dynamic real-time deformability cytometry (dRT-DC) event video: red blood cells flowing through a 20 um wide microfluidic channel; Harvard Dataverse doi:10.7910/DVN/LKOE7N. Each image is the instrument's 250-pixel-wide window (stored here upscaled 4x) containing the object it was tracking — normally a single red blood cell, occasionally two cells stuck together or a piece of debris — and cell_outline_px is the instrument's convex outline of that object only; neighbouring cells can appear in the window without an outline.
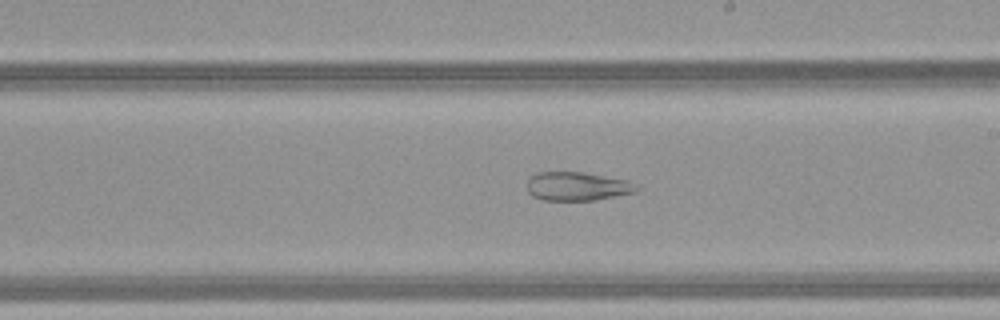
{"species": "common noctule bat (a hibernating species)", "species_latin": "Nyctalus noctula", "temperature_condition": "warm", "stored_images_in_passage": 51, "camera_frame_rate_fps": 3000, "um_per_image_px": 0.085, "animal": {"sex": "female", "body_mass_g": 21.9}, "frame": {"image": 1, "passage_image": 31, "time_ms": 10.0, "image_size_px": [1000, 320], "cell_outline_px": [[640, 188], [636, 192], [596, 200], [544, 200], [532, 196], [528, 192], [528, 180], [536, 172], [580, 172], [628, 180]], "centroid_in_image_um": [49.07, 15.84], "position_along_channel_um": 239.9, "area_um2": 18.21}}
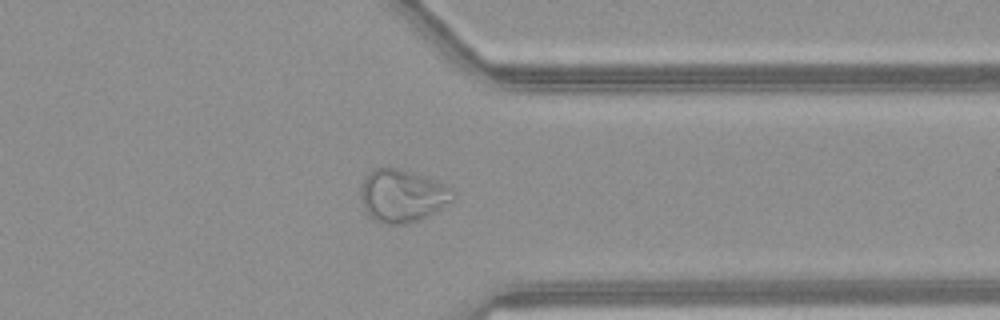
{"frame": {"image": 2, "passage_image": 41, "time_ms": 13.333, "image_size_px": [1000, 320], "cell_outline_px": [[456, 196], [452, 200], [440, 208], [416, 220], [404, 224], [388, 224], [376, 220], [368, 216], [364, 208], [360, 196], [360, 184], [368, 172], [372, 168], [400, 168], [436, 180], [452, 188]], "centroid_in_image_um": [34.15, 16.61], "position_along_channel_um": 377.2, "area_um2": 28.21}}
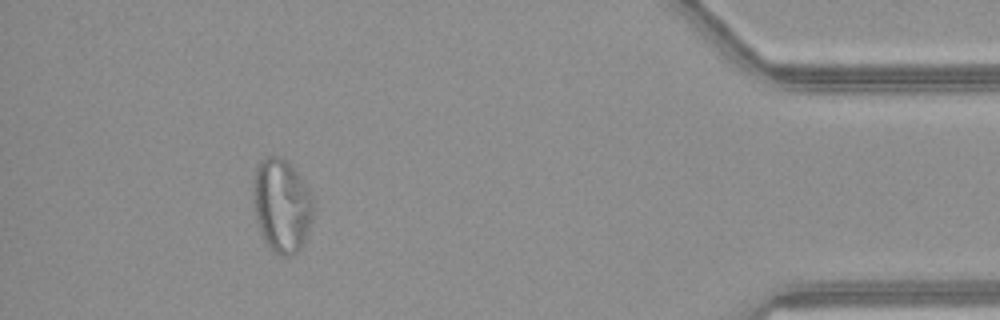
{"frame": {"image": 3, "passage_image": 47, "time_ms": 15.333, "image_size_px": [1000, 320], "cell_outline_px": [[312, 220], [304, 244], [292, 256], [280, 256], [264, 240], [256, 224], [252, 200], [252, 188], [256, 168], [260, 160], [268, 156], [280, 156], [288, 160], [300, 176], [312, 196]], "centroid_in_image_um": [23.92, 17.45], "position_along_channel_um": 411.3, "area_um2": 33.12}}